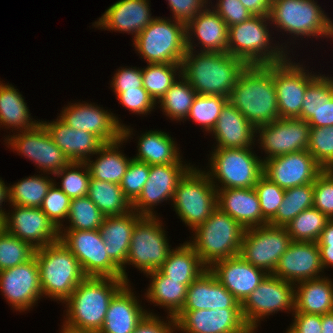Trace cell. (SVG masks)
<instances>
[{
	"label": "cell",
	"mask_w": 333,
	"mask_h": 333,
	"mask_svg": "<svg viewBox=\"0 0 333 333\" xmlns=\"http://www.w3.org/2000/svg\"><path fill=\"white\" fill-rule=\"evenodd\" d=\"M333 97V77L318 74L307 86L301 109V119L308 121Z\"/></svg>",
	"instance_id": "681fc988"
},
{
	"label": "cell",
	"mask_w": 333,
	"mask_h": 333,
	"mask_svg": "<svg viewBox=\"0 0 333 333\" xmlns=\"http://www.w3.org/2000/svg\"><path fill=\"white\" fill-rule=\"evenodd\" d=\"M172 18L187 24L209 4V0H167Z\"/></svg>",
	"instance_id": "94428289"
},
{
	"label": "cell",
	"mask_w": 333,
	"mask_h": 333,
	"mask_svg": "<svg viewBox=\"0 0 333 333\" xmlns=\"http://www.w3.org/2000/svg\"><path fill=\"white\" fill-rule=\"evenodd\" d=\"M126 283L112 298L99 333H133L147 311Z\"/></svg>",
	"instance_id": "f546056e"
},
{
	"label": "cell",
	"mask_w": 333,
	"mask_h": 333,
	"mask_svg": "<svg viewBox=\"0 0 333 333\" xmlns=\"http://www.w3.org/2000/svg\"><path fill=\"white\" fill-rule=\"evenodd\" d=\"M295 288L294 312L323 315L333 311V282L328 276L298 282Z\"/></svg>",
	"instance_id": "d590c367"
},
{
	"label": "cell",
	"mask_w": 333,
	"mask_h": 333,
	"mask_svg": "<svg viewBox=\"0 0 333 333\" xmlns=\"http://www.w3.org/2000/svg\"><path fill=\"white\" fill-rule=\"evenodd\" d=\"M161 130H148L140 136L137 145V154L134 160L145 162L148 165H161L170 163H186L180 155V148L171 135ZM182 159V160H181Z\"/></svg>",
	"instance_id": "e575fe53"
},
{
	"label": "cell",
	"mask_w": 333,
	"mask_h": 333,
	"mask_svg": "<svg viewBox=\"0 0 333 333\" xmlns=\"http://www.w3.org/2000/svg\"><path fill=\"white\" fill-rule=\"evenodd\" d=\"M150 165L132 159L120 183L124 196L132 204L141 194L142 189L149 178Z\"/></svg>",
	"instance_id": "11a10c76"
},
{
	"label": "cell",
	"mask_w": 333,
	"mask_h": 333,
	"mask_svg": "<svg viewBox=\"0 0 333 333\" xmlns=\"http://www.w3.org/2000/svg\"><path fill=\"white\" fill-rule=\"evenodd\" d=\"M71 198L53 183L40 206L42 212L58 228H64L63 221L67 220Z\"/></svg>",
	"instance_id": "db71d44e"
},
{
	"label": "cell",
	"mask_w": 333,
	"mask_h": 333,
	"mask_svg": "<svg viewBox=\"0 0 333 333\" xmlns=\"http://www.w3.org/2000/svg\"><path fill=\"white\" fill-rule=\"evenodd\" d=\"M322 333H333V311L321 315Z\"/></svg>",
	"instance_id": "89a4df30"
},
{
	"label": "cell",
	"mask_w": 333,
	"mask_h": 333,
	"mask_svg": "<svg viewBox=\"0 0 333 333\" xmlns=\"http://www.w3.org/2000/svg\"><path fill=\"white\" fill-rule=\"evenodd\" d=\"M179 76H181V64H147L145 68H142L143 87L156 103L170 89Z\"/></svg>",
	"instance_id": "ee69618b"
},
{
	"label": "cell",
	"mask_w": 333,
	"mask_h": 333,
	"mask_svg": "<svg viewBox=\"0 0 333 333\" xmlns=\"http://www.w3.org/2000/svg\"><path fill=\"white\" fill-rule=\"evenodd\" d=\"M117 99L123 107L137 115H149L157 106L144 87L121 92Z\"/></svg>",
	"instance_id": "6f0895ef"
},
{
	"label": "cell",
	"mask_w": 333,
	"mask_h": 333,
	"mask_svg": "<svg viewBox=\"0 0 333 333\" xmlns=\"http://www.w3.org/2000/svg\"><path fill=\"white\" fill-rule=\"evenodd\" d=\"M323 270L333 267V219H330L317 241Z\"/></svg>",
	"instance_id": "be15d7a7"
},
{
	"label": "cell",
	"mask_w": 333,
	"mask_h": 333,
	"mask_svg": "<svg viewBox=\"0 0 333 333\" xmlns=\"http://www.w3.org/2000/svg\"><path fill=\"white\" fill-rule=\"evenodd\" d=\"M53 177L61 178L54 183L71 199L87 196L91 176L85 162H70Z\"/></svg>",
	"instance_id": "c3c4849f"
},
{
	"label": "cell",
	"mask_w": 333,
	"mask_h": 333,
	"mask_svg": "<svg viewBox=\"0 0 333 333\" xmlns=\"http://www.w3.org/2000/svg\"><path fill=\"white\" fill-rule=\"evenodd\" d=\"M307 151L323 169H333V126L310 127Z\"/></svg>",
	"instance_id": "816d5d0a"
},
{
	"label": "cell",
	"mask_w": 333,
	"mask_h": 333,
	"mask_svg": "<svg viewBox=\"0 0 333 333\" xmlns=\"http://www.w3.org/2000/svg\"><path fill=\"white\" fill-rule=\"evenodd\" d=\"M210 1L211 8L219 14L228 27L242 23L253 16L239 0H217L214 6L212 5V1Z\"/></svg>",
	"instance_id": "680465c9"
},
{
	"label": "cell",
	"mask_w": 333,
	"mask_h": 333,
	"mask_svg": "<svg viewBox=\"0 0 333 333\" xmlns=\"http://www.w3.org/2000/svg\"><path fill=\"white\" fill-rule=\"evenodd\" d=\"M254 189L260 201L262 217L269 223L284 199L285 190L262 175Z\"/></svg>",
	"instance_id": "f5cc1de1"
},
{
	"label": "cell",
	"mask_w": 333,
	"mask_h": 333,
	"mask_svg": "<svg viewBox=\"0 0 333 333\" xmlns=\"http://www.w3.org/2000/svg\"><path fill=\"white\" fill-rule=\"evenodd\" d=\"M217 280L242 303L267 273L246 262L240 255L215 261L208 268Z\"/></svg>",
	"instance_id": "484cf974"
},
{
	"label": "cell",
	"mask_w": 333,
	"mask_h": 333,
	"mask_svg": "<svg viewBox=\"0 0 333 333\" xmlns=\"http://www.w3.org/2000/svg\"><path fill=\"white\" fill-rule=\"evenodd\" d=\"M216 190L217 207L235 219L244 229L268 224L262 217L260 201L254 188Z\"/></svg>",
	"instance_id": "d6a6232c"
},
{
	"label": "cell",
	"mask_w": 333,
	"mask_h": 333,
	"mask_svg": "<svg viewBox=\"0 0 333 333\" xmlns=\"http://www.w3.org/2000/svg\"><path fill=\"white\" fill-rule=\"evenodd\" d=\"M8 84L0 81V127L5 126L8 130L12 128L10 130H15L14 133L36 127L41 121L31 118L23 95L13 85Z\"/></svg>",
	"instance_id": "f35d334b"
},
{
	"label": "cell",
	"mask_w": 333,
	"mask_h": 333,
	"mask_svg": "<svg viewBox=\"0 0 333 333\" xmlns=\"http://www.w3.org/2000/svg\"><path fill=\"white\" fill-rule=\"evenodd\" d=\"M52 140L70 162H86L104 144L93 133L71 128L59 117L53 121H41Z\"/></svg>",
	"instance_id": "f1b7e54d"
},
{
	"label": "cell",
	"mask_w": 333,
	"mask_h": 333,
	"mask_svg": "<svg viewBox=\"0 0 333 333\" xmlns=\"http://www.w3.org/2000/svg\"><path fill=\"white\" fill-rule=\"evenodd\" d=\"M285 333H298L291 325Z\"/></svg>",
	"instance_id": "753ad0ef"
},
{
	"label": "cell",
	"mask_w": 333,
	"mask_h": 333,
	"mask_svg": "<svg viewBox=\"0 0 333 333\" xmlns=\"http://www.w3.org/2000/svg\"><path fill=\"white\" fill-rule=\"evenodd\" d=\"M241 309V303L207 269L189 286L181 311Z\"/></svg>",
	"instance_id": "83f0119b"
},
{
	"label": "cell",
	"mask_w": 333,
	"mask_h": 333,
	"mask_svg": "<svg viewBox=\"0 0 333 333\" xmlns=\"http://www.w3.org/2000/svg\"><path fill=\"white\" fill-rule=\"evenodd\" d=\"M5 202H9L8 186L7 184H5L2 178H0V215L2 216H5L7 212L5 211V208L4 209L2 208V206L5 205Z\"/></svg>",
	"instance_id": "a7ac6f4b"
},
{
	"label": "cell",
	"mask_w": 333,
	"mask_h": 333,
	"mask_svg": "<svg viewBox=\"0 0 333 333\" xmlns=\"http://www.w3.org/2000/svg\"><path fill=\"white\" fill-rule=\"evenodd\" d=\"M105 215L88 196L71 200L67 220L69 226L59 230H96L103 224Z\"/></svg>",
	"instance_id": "bcb514c9"
},
{
	"label": "cell",
	"mask_w": 333,
	"mask_h": 333,
	"mask_svg": "<svg viewBox=\"0 0 333 333\" xmlns=\"http://www.w3.org/2000/svg\"><path fill=\"white\" fill-rule=\"evenodd\" d=\"M4 217L5 231L27 242L34 249L60 240V231L40 208L10 205ZM13 206V207H12ZM13 211V212H12Z\"/></svg>",
	"instance_id": "44dd1931"
},
{
	"label": "cell",
	"mask_w": 333,
	"mask_h": 333,
	"mask_svg": "<svg viewBox=\"0 0 333 333\" xmlns=\"http://www.w3.org/2000/svg\"><path fill=\"white\" fill-rule=\"evenodd\" d=\"M196 96V91L181 75L156 104H160L163 114L170 120L184 122Z\"/></svg>",
	"instance_id": "b9f144b4"
},
{
	"label": "cell",
	"mask_w": 333,
	"mask_h": 333,
	"mask_svg": "<svg viewBox=\"0 0 333 333\" xmlns=\"http://www.w3.org/2000/svg\"><path fill=\"white\" fill-rule=\"evenodd\" d=\"M208 267L201 261L194 247L188 242L177 246L167 256L158 270L171 280L180 281L189 286Z\"/></svg>",
	"instance_id": "74e56055"
},
{
	"label": "cell",
	"mask_w": 333,
	"mask_h": 333,
	"mask_svg": "<svg viewBox=\"0 0 333 333\" xmlns=\"http://www.w3.org/2000/svg\"><path fill=\"white\" fill-rule=\"evenodd\" d=\"M209 134L216 139L214 149H238L256 145V128L229 101L222 108Z\"/></svg>",
	"instance_id": "4dcf8cb0"
},
{
	"label": "cell",
	"mask_w": 333,
	"mask_h": 333,
	"mask_svg": "<svg viewBox=\"0 0 333 333\" xmlns=\"http://www.w3.org/2000/svg\"><path fill=\"white\" fill-rule=\"evenodd\" d=\"M227 102L228 98L222 95L197 94L186 119H192L203 131L210 133Z\"/></svg>",
	"instance_id": "7dc6e473"
},
{
	"label": "cell",
	"mask_w": 333,
	"mask_h": 333,
	"mask_svg": "<svg viewBox=\"0 0 333 333\" xmlns=\"http://www.w3.org/2000/svg\"><path fill=\"white\" fill-rule=\"evenodd\" d=\"M194 165L179 180L172 207L178 218L193 231L202 225L217 207V190L206 171Z\"/></svg>",
	"instance_id": "9c48e42d"
},
{
	"label": "cell",
	"mask_w": 333,
	"mask_h": 333,
	"mask_svg": "<svg viewBox=\"0 0 333 333\" xmlns=\"http://www.w3.org/2000/svg\"><path fill=\"white\" fill-rule=\"evenodd\" d=\"M268 24L271 25L269 17L253 15L242 23L228 27L227 52L247 66L284 61L290 54L287 50L289 46L279 44V41L278 45L271 43L274 37H271Z\"/></svg>",
	"instance_id": "277c9868"
},
{
	"label": "cell",
	"mask_w": 333,
	"mask_h": 333,
	"mask_svg": "<svg viewBox=\"0 0 333 333\" xmlns=\"http://www.w3.org/2000/svg\"><path fill=\"white\" fill-rule=\"evenodd\" d=\"M252 14L269 17L272 0H239Z\"/></svg>",
	"instance_id": "003e7915"
},
{
	"label": "cell",
	"mask_w": 333,
	"mask_h": 333,
	"mask_svg": "<svg viewBox=\"0 0 333 333\" xmlns=\"http://www.w3.org/2000/svg\"><path fill=\"white\" fill-rule=\"evenodd\" d=\"M291 242L286 227L255 226L245 229L239 255L254 267L272 274Z\"/></svg>",
	"instance_id": "5bb4252c"
},
{
	"label": "cell",
	"mask_w": 333,
	"mask_h": 333,
	"mask_svg": "<svg viewBox=\"0 0 333 333\" xmlns=\"http://www.w3.org/2000/svg\"><path fill=\"white\" fill-rule=\"evenodd\" d=\"M141 217L133 210L122 216H105L99 228L108 256L120 269L125 266L132 230Z\"/></svg>",
	"instance_id": "836d02e7"
},
{
	"label": "cell",
	"mask_w": 333,
	"mask_h": 333,
	"mask_svg": "<svg viewBox=\"0 0 333 333\" xmlns=\"http://www.w3.org/2000/svg\"><path fill=\"white\" fill-rule=\"evenodd\" d=\"M4 217L0 215V234L5 230Z\"/></svg>",
	"instance_id": "8c879c8a"
},
{
	"label": "cell",
	"mask_w": 333,
	"mask_h": 333,
	"mask_svg": "<svg viewBox=\"0 0 333 333\" xmlns=\"http://www.w3.org/2000/svg\"><path fill=\"white\" fill-rule=\"evenodd\" d=\"M43 174H35L33 176L25 177L24 179L8 186L9 191V205H17L21 207L40 208L44 197L54 179Z\"/></svg>",
	"instance_id": "60d3db41"
},
{
	"label": "cell",
	"mask_w": 333,
	"mask_h": 333,
	"mask_svg": "<svg viewBox=\"0 0 333 333\" xmlns=\"http://www.w3.org/2000/svg\"><path fill=\"white\" fill-rule=\"evenodd\" d=\"M59 231L60 241L77 258L86 277L123 278L122 270L106 252L99 229Z\"/></svg>",
	"instance_id": "4fadbf2b"
},
{
	"label": "cell",
	"mask_w": 333,
	"mask_h": 333,
	"mask_svg": "<svg viewBox=\"0 0 333 333\" xmlns=\"http://www.w3.org/2000/svg\"><path fill=\"white\" fill-rule=\"evenodd\" d=\"M174 318L180 333H253L241 309L180 311Z\"/></svg>",
	"instance_id": "603a6c76"
},
{
	"label": "cell",
	"mask_w": 333,
	"mask_h": 333,
	"mask_svg": "<svg viewBox=\"0 0 333 333\" xmlns=\"http://www.w3.org/2000/svg\"><path fill=\"white\" fill-rule=\"evenodd\" d=\"M160 318L161 316H157L156 313H147L138 323L133 333H174L177 331L174 317L167 315L168 320L166 321Z\"/></svg>",
	"instance_id": "6125c7cd"
},
{
	"label": "cell",
	"mask_w": 333,
	"mask_h": 333,
	"mask_svg": "<svg viewBox=\"0 0 333 333\" xmlns=\"http://www.w3.org/2000/svg\"><path fill=\"white\" fill-rule=\"evenodd\" d=\"M42 296L64 303L86 276L77 258L60 240L35 249Z\"/></svg>",
	"instance_id": "5b68a950"
},
{
	"label": "cell",
	"mask_w": 333,
	"mask_h": 333,
	"mask_svg": "<svg viewBox=\"0 0 333 333\" xmlns=\"http://www.w3.org/2000/svg\"><path fill=\"white\" fill-rule=\"evenodd\" d=\"M60 333H95L91 331H86L84 329L75 328L70 325H67L65 322L62 323Z\"/></svg>",
	"instance_id": "2644e50d"
},
{
	"label": "cell",
	"mask_w": 333,
	"mask_h": 333,
	"mask_svg": "<svg viewBox=\"0 0 333 333\" xmlns=\"http://www.w3.org/2000/svg\"><path fill=\"white\" fill-rule=\"evenodd\" d=\"M317 3L314 0H272L271 26L292 35L295 40L310 36L333 39V20Z\"/></svg>",
	"instance_id": "52a82bcc"
},
{
	"label": "cell",
	"mask_w": 333,
	"mask_h": 333,
	"mask_svg": "<svg viewBox=\"0 0 333 333\" xmlns=\"http://www.w3.org/2000/svg\"><path fill=\"white\" fill-rule=\"evenodd\" d=\"M310 127L333 126V97L325 103L308 121Z\"/></svg>",
	"instance_id": "03108f58"
},
{
	"label": "cell",
	"mask_w": 333,
	"mask_h": 333,
	"mask_svg": "<svg viewBox=\"0 0 333 333\" xmlns=\"http://www.w3.org/2000/svg\"><path fill=\"white\" fill-rule=\"evenodd\" d=\"M252 149H213L204 171L216 189L254 188L263 175V161Z\"/></svg>",
	"instance_id": "30bf717a"
},
{
	"label": "cell",
	"mask_w": 333,
	"mask_h": 333,
	"mask_svg": "<svg viewBox=\"0 0 333 333\" xmlns=\"http://www.w3.org/2000/svg\"><path fill=\"white\" fill-rule=\"evenodd\" d=\"M126 284L123 278L86 277L64 302V322L75 328L99 333L109 303Z\"/></svg>",
	"instance_id": "3957f363"
},
{
	"label": "cell",
	"mask_w": 333,
	"mask_h": 333,
	"mask_svg": "<svg viewBox=\"0 0 333 333\" xmlns=\"http://www.w3.org/2000/svg\"><path fill=\"white\" fill-rule=\"evenodd\" d=\"M87 196L105 216H122L132 211L119 184L91 178Z\"/></svg>",
	"instance_id": "ab89813d"
},
{
	"label": "cell",
	"mask_w": 333,
	"mask_h": 333,
	"mask_svg": "<svg viewBox=\"0 0 333 333\" xmlns=\"http://www.w3.org/2000/svg\"><path fill=\"white\" fill-rule=\"evenodd\" d=\"M313 207L333 219V169H323L313 182Z\"/></svg>",
	"instance_id": "9f6ffc18"
},
{
	"label": "cell",
	"mask_w": 333,
	"mask_h": 333,
	"mask_svg": "<svg viewBox=\"0 0 333 333\" xmlns=\"http://www.w3.org/2000/svg\"><path fill=\"white\" fill-rule=\"evenodd\" d=\"M14 134L5 137L7 147L33 161L44 175H54L70 163L41 122L32 129Z\"/></svg>",
	"instance_id": "9a60e30c"
},
{
	"label": "cell",
	"mask_w": 333,
	"mask_h": 333,
	"mask_svg": "<svg viewBox=\"0 0 333 333\" xmlns=\"http://www.w3.org/2000/svg\"><path fill=\"white\" fill-rule=\"evenodd\" d=\"M244 231L235 219L216 207L188 242L209 268L215 261L239 255Z\"/></svg>",
	"instance_id": "8992f818"
},
{
	"label": "cell",
	"mask_w": 333,
	"mask_h": 333,
	"mask_svg": "<svg viewBox=\"0 0 333 333\" xmlns=\"http://www.w3.org/2000/svg\"><path fill=\"white\" fill-rule=\"evenodd\" d=\"M228 35L226 22L207 4L186 24V47L195 51L196 46L200 47V52H227ZM194 40H198L197 45Z\"/></svg>",
	"instance_id": "4316f807"
},
{
	"label": "cell",
	"mask_w": 333,
	"mask_h": 333,
	"mask_svg": "<svg viewBox=\"0 0 333 333\" xmlns=\"http://www.w3.org/2000/svg\"><path fill=\"white\" fill-rule=\"evenodd\" d=\"M287 57L272 63V75L276 89L280 118H300L304 94L308 84L318 75L306 70L303 63L293 62Z\"/></svg>",
	"instance_id": "2e32d148"
},
{
	"label": "cell",
	"mask_w": 333,
	"mask_h": 333,
	"mask_svg": "<svg viewBox=\"0 0 333 333\" xmlns=\"http://www.w3.org/2000/svg\"><path fill=\"white\" fill-rule=\"evenodd\" d=\"M159 216H142L131 234L128 256L121 269L123 280L130 283L127 265H133L143 274L157 270L172 251L166 231Z\"/></svg>",
	"instance_id": "8fae6325"
},
{
	"label": "cell",
	"mask_w": 333,
	"mask_h": 333,
	"mask_svg": "<svg viewBox=\"0 0 333 333\" xmlns=\"http://www.w3.org/2000/svg\"><path fill=\"white\" fill-rule=\"evenodd\" d=\"M59 118L75 130L93 133L103 143H112L122 138V127L117 115L94 103H69L63 107Z\"/></svg>",
	"instance_id": "ffe728a7"
},
{
	"label": "cell",
	"mask_w": 333,
	"mask_h": 333,
	"mask_svg": "<svg viewBox=\"0 0 333 333\" xmlns=\"http://www.w3.org/2000/svg\"><path fill=\"white\" fill-rule=\"evenodd\" d=\"M228 101L254 128L280 119L272 64L246 66Z\"/></svg>",
	"instance_id": "6da1fadb"
},
{
	"label": "cell",
	"mask_w": 333,
	"mask_h": 333,
	"mask_svg": "<svg viewBox=\"0 0 333 333\" xmlns=\"http://www.w3.org/2000/svg\"><path fill=\"white\" fill-rule=\"evenodd\" d=\"M291 326L298 333H322L321 315L304 312H293Z\"/></svg>",
	"instance_id": "e7e4bbea"
},
{
	"label": "cell",
	"mask_w": 333,
	"mask_h": 333,
	"mask_svg": "<svg viewBox=\"0 0 333 333\" xmlns=\"http://www.w3.org/2000/svg\"><path fill=\"white\" fill-rule=\"evenodd\" d=\"M133 47L147 64H181L187 51L186 24L156 17L133 40Z\"/></svg>",
	"instance_id": "ba28073f"
},
{
	"label": "cell",
	"mask_w": 333,
	"mask_h": 333,
	"mask_svg": "<svg viewBox=\"0 0 333 333\" xmlns=\"http://www.w3.org/2000/svg\"><path fill=\"white\" fill-rule=\"evenodd\" d=\"M310 125L300 118H280L256 128V143L265 152V158H275L289 153L307 150ZM259 134V135H258Z\"/></svg>",
	"instance_id": "e0dca14e"
},
{
	"label": "cell",
	"mask_w": 333,
	"mask_h": 333,
	"mask_svg": "<svg viewBox=\"0 0 333 333\" xmlns=\"http://www.w3.org/2000/svg\"><path fill=\"white\" fill-rule=\"evenodd\" d=\"M34 253L35 249L27 242L5 230L0 234V271L29 261Z\"/></svg>",
	"instance_id": "f907efd6"
},
{
	"label": "cell",
	"mask_w": 333,
	"mask_h": 333,
	"mask_svg": "<svg viewBox=\"0 0 333 333\" xmlns=\"http://www.w3.org/2000/svg\"><path fill=\"white\" fill-rule=\"evenodd\" d=\"M110 83L116 97L126 90L143 87L142 67H119Z\"/></svg>",
	"instance_id": "91938a15"
},
{
	"label": "cell",
	"mask_w": 333,
	"mask_h": 333,
	"mask_svg": "<svg viewBox=\"0 0 333 333\" xmlns=\"http://www.w3.org/2000/svg\"><path fill=\"white\" fill-rule=\"evenodd\" d=\"M313 199V183L286 189L275 217L268 224L286 227L302 211L313 207Z\"/></svg>",
	"instance_id": "7bdbcfd3"
},
{
	"label": "cell",
	"mask_w": 333,
	"mask_h": 333,
	"mask_svg": "<svg viewBox=\"0 0 333 333\" xmlns=\"http://www.w3.org/2000/svg\"><path fill=\"white\" fill-rule=\"evenodd\" d=\"M150 0H119L102 14L93 26L135 37L142 32L157 16H151Z\"/></svg>",
	"instance_id": "d4e9b609"
},
{
	"label": "cell",
	"mask_w": 333,
	"mask_h": 333,
	"mask_svg": "<svg viewBox=\"0 0 333 333\" xmlns=\"http://www.w3.org/2000/svg\"><path fill=\"white\" fill-rule=\"evenodd\" d=\"M133 129L130 126L122 127V138L112 143H104L95 154V160L90 157L87 164L91 178L101 181L121 183L123 176L133 158L126 157L120 150L123 143L132 138ZM122 144V145H121Z\"/></svg>",
	"instance_id": "1f68e13d"
},
{
	"label": "cell",
	"mask_w": 333,
	"mask_h": 333,
	"mask_svg": "<svg viewBox=\"0 0 333 333\" xmlns=\"http://www.w3.org/2000/svg\"><path fill=\"white\" fill-rule=\"evenodd\" d=\"M330 219L315 207L298 214L286 226L292 241L317 242Z\"/></svg>",
	"instance_id": "f6af8a7d"
},
{
	"label": "cell",
	"mask_w": 333,
	"mask_h": 333,
	"mask_svg": "<svg viewBox=\"0 0 333 333\" xmlns=\"http://www.w3.org/2000/svg\"><path fill=\"white\" fill-rule=\"evenodd\" d=\"M150 284L144 294L149 303L165 308L168 316L175 317L183 308L188 286L180 281L171 280L158 269L146 274Z\"/></svg>",
	"instance_id": "8d00e7d4"
},
{
	"label": "cell",
	"mask_w": 333,
	"mask_h": 333,
	"mask_svg": "<svg viewBox=\"0 0 333 333\" xmlns=\"http://www.w3.org/2000/svg\"><path fill=\"white\" fill-rule=\"evenodd\" d=\"M323 168L307 150L289 153L263 162V175L286 190L313 183Z\"/></svg>",
	"instance_id": "7402d4cb"
},
{
	"label": "cell",
	"mask_w": 333,
	"mask_h": 333,
	"mask_svg": "<svg viewBox=\"0 0 333 333\" xmlns=\"http://www.w3.org/2000/svg\"><path fill=\"white\" fill-rule=\"evenodd\" d=\"M0 291L11 309L21 313L33 308L43 298L35 256L23 264L1 270Z\"/></svg>",
	"instance_id": "ac0fdd59"
},
{
	"label": "cell",
	"mask_w": 333,
	"mask_h": 333,
	"mask_svg": "<svg viewBox=\"0 0 333 333\" xmlns=\"http://www.w3.org/2000/svg\"><path fill=\"white\" fill-rule=\"evenodd\" d=\"M321 273L325 272L317 242L292 241L280 257L272 275L296 284L322 277Z\"/></svg>",
	"instance_id": "cb8c5ba5"
},
{
	"label": "cell",
	"mask_w": 333,
	"mask_h": 333,
	"mask_svg": "<svg viewBox=\"0 0 333 333\" xmlns=\"http://www.w3.org/2000/svg\"><path fill=\"white\" fill-rule=\"evenodd\" d=\"M295 284L267 274L256 289L241 303V312L253 333L266 317L284 311L293 314Z\"/></svg>",
	"instance_id": "7c38bea8"
},
{
	"label": "cell",
	"mask_w": 333,
	"mask_h": 333,
	"mask_svg": "<svg viewBox=\"0 0 333 333\" xmlns=\"http://www.w3.org/2000/svg\"><path fill=\"white\" fill-rule=\"evenodd\" d=\"M246 64L228 52L187 50L181 75L199 95H222L229 98Z\"/></svg>",
	"instance_id": "7a4b0ae2"
},
{
	"label": "cell",
	"mask_w": 333,
	"mask_h": 333,
	"mask_svg": "<svg viewBox=\"0 0 333 333\" xmlns=\"http://www.w3.org/2000/svg\"><path fill=\"white\" fill-rule=\"evenodd\" d=\"M192 166L190 163L150 165L149 178L132 203V210L142 216H157L154 206L168 200L172 202L179 180Z\"/></svg>",
	"instance_id": "d6986e66"
}]
</instances>
